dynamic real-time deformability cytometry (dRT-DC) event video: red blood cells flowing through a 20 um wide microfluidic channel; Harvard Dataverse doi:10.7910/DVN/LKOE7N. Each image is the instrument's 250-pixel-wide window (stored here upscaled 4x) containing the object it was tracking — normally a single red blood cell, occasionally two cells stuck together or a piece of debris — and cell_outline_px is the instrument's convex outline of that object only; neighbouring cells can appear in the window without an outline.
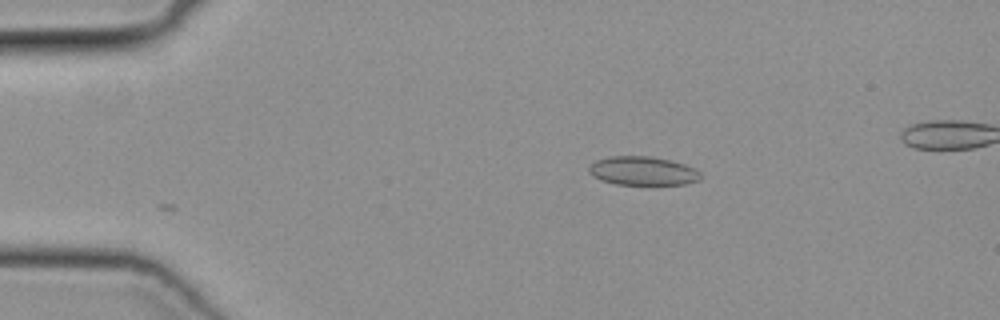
{"species": "common noctule bat (a hibernating species)", "species_latin": "Nyctalus noctula", "temperature_condition": "cold", "stored_images_in_passage": 2, "camera_frame_rate_fps": 3000, "um_per_image_px": 0.085, "animal": {"sex": "female", "body_mass_g": 19.3, "forearm_length_mm": 54.1}, "frame": {"image": 1, "passage_image": 1, "time_ms": 0.0, "image_size_px": [1000, 320], "cell_outline_px": [[700, 180], [684, 184], [616, 184], [600, 180], [588, 172], [588, 168], [596, 160], [608, 156], [652, 156], [684, 164], [700, 172]], "centroid_in_image_um": [54.6, 14.52], "position_along_channel_um": 30.4, "area_um2": 18.55}}